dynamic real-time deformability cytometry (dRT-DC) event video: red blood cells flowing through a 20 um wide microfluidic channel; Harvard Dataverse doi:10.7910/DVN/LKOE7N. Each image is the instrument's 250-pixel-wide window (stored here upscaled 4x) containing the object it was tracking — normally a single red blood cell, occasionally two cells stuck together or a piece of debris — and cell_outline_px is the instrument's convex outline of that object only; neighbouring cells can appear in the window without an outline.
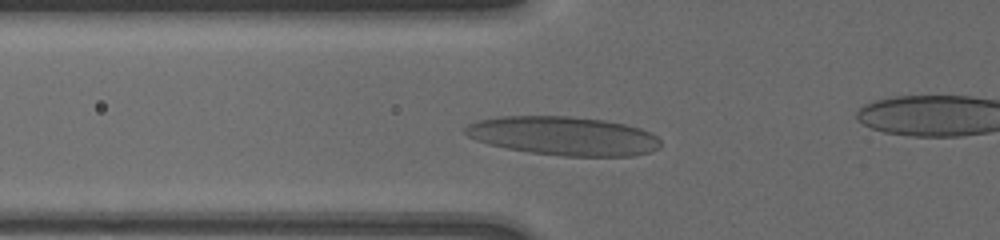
{"species": "human", "species_latin": "Homo sapiens", "temperature_condition": "cold", "stored_images_in_passage": 6, "camera_frame_rate_fps": 3000, "um_per_image_px": 0.085, "donor": {"sex": "male"}, "frame": {"image": 1, "passage_image": 3, "time_ms": 0.333, "image_size_px": [1000, 240], "cell_outline_px": [[660, 148], [648, 152], [632, 156], [564, 156], [528, 152], [488, 144], [476, 140], [468, 136], [464, 132], [464, 128], [468, 124], [476, 120], [500, 116], [568, 116], [604, 120], [624, 124], [640, 128], [656, 136], [660, 140]], "centroid_in_image_um": [47.87, 11.55], "position_along_channel_um": 77.9, "area_um2": 44.16}}